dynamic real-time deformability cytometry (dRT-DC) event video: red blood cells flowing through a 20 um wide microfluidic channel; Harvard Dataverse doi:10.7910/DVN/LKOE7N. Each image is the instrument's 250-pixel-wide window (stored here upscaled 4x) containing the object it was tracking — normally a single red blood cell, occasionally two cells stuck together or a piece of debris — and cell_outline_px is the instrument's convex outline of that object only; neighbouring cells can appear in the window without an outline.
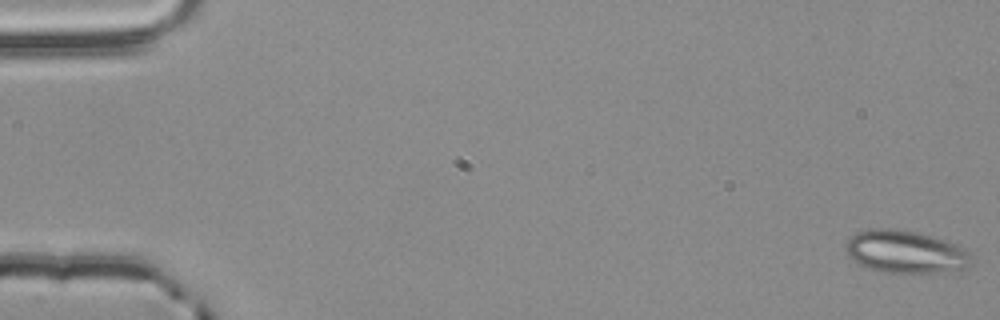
{"species": "common noctule bat (a hibernating species)", "species_latin": "Nyctalus noctula", "temperature_condition": "room temperature", "stored_images_in_passage": 55, "camera_frame_rate_fps": 3000, "um_per_image_px": 0.085, "animal": {"sex": "male", "body_mass_g": 20.4}, "frame": {"image": 1, "passage_image": 1, "time_ms": 0.0, "image_size_px": [1000, 320], "cell_outline_px": [[976, 260], [972, 264], [964, 268], [940, 272], [884, 272], [868, 268], [852, 260], [848, 256], [844, 248], [844, 244], [856, 232], [872, 228], [896, 228], [916, 232], [932, 236], [944, 240], [964, 248], [972, 252]], "centroid_in_image_um": [76.98, 21.39], "position_along_channel_um": 8.0, "area_um2": 31.5}}
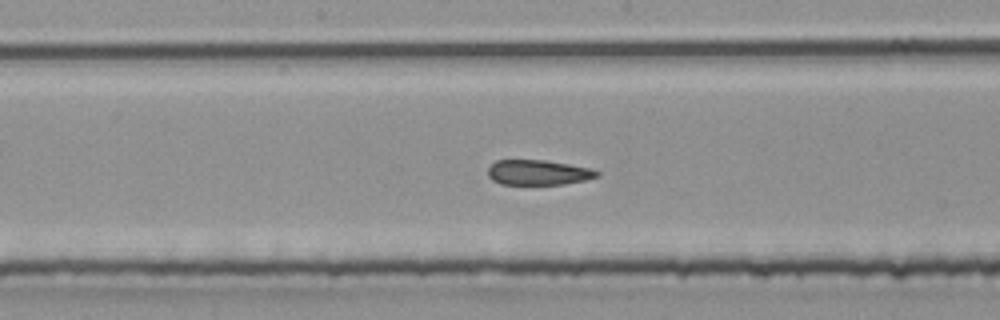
{"frame": {"image": 2, "passage_image": 29, "time_ms": 9.333, "image_size_px": [1000, 320], "cell_outline_px": [[600, 176], [584, 180], [564, 184], [500, 184], [492, 180], [488, 176], [488, 168], [496, 160], [544, 160], [592, 168], [600, 172]], "centroid_in_image_um": [45.76, 14.66], "position_along_channel_um": 202.4, "area_um2": 15.95}}
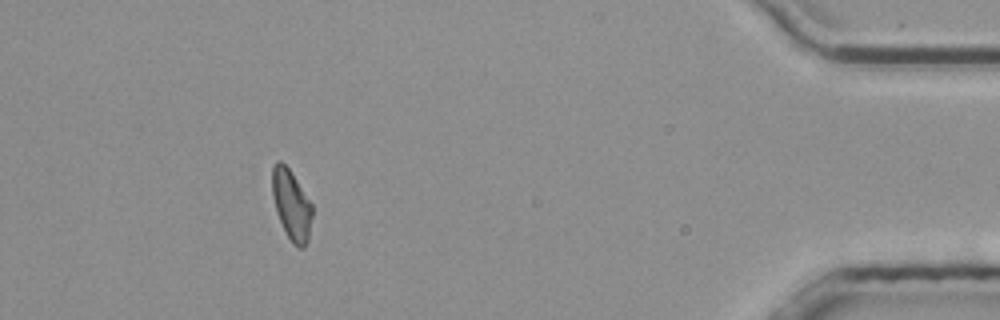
{"frame": {"image": 3, "passage_image": 50, "time_ms": 16.333, "image_size_px": [1000, 320], "cell_outline_px": [[312, 216], [308, 240], [304, 248], [296, 248], [292, 244], [276, 212], [272, 196], [272, 168], [276, 160], [280, 160], [288, 168], [312, 204]], "centroid_in_image_um": [24.76, 17.43], "position_along_channel_um": 410.4, "area_um2": 16.24}, "authors_computed_cell_mechanics": {"area_um2": 17.4556, "velocity_mm_per_s": 3.8418, "shape_relaxation_time_tau1_ms": null, "shape_relaxation_time_tau2_ms": 1.7017, "deformation_change_tau1": null, "deformation_change_tau2": 0.0988}}